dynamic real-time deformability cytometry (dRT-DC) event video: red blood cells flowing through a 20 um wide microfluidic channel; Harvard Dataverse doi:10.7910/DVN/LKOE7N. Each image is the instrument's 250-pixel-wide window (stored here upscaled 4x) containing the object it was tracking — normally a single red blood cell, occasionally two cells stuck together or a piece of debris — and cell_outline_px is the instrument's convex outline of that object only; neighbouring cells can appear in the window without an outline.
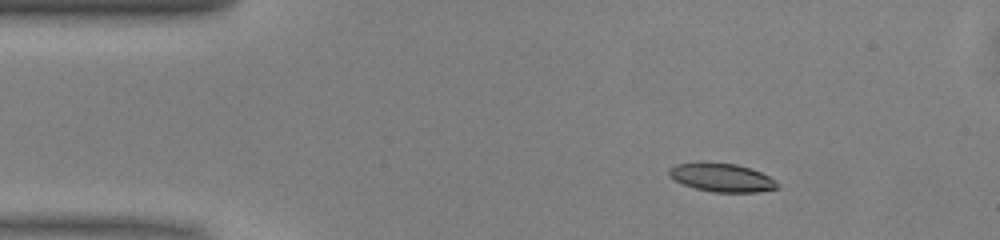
{"species": "common noctule bat (a hibernating species)", "species_latin": "Nyctalus noctula", "temperature_condition": "warm", "stored_images_in_passage": 44, "camera_frame_rate_fps": 3000, "um_per_image_px": 0.085, "animal": {"sex": "male", "body_mass_g": 13.0, "forearm_length_mm": 53.1}, "frame": {"image": 1, "passage_image": 1, "time_ms": 0.0, "image_size_px": [1000, 240], "cell_outline_px": [[780, 188], [760, 192], [712, 192], [696, 188], [684, 184], [668, 176], [668, 168], [676, 164], [700, 160], [736, 164], [760, 172], [776, 180], [780, 184]], "centroid_in_image_um": [61.34, 15.07], "position_along_channel_um": 23.7, "area_um2": 18.38}}
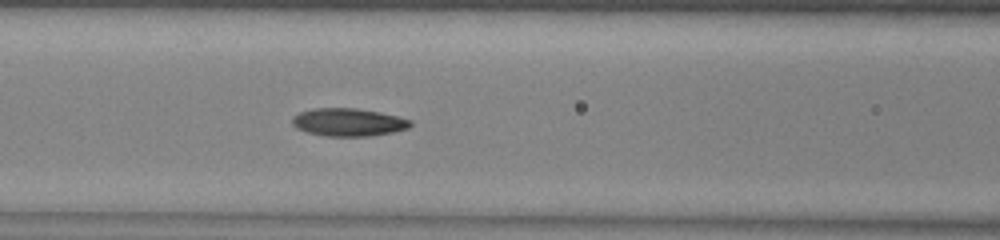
{"frame": {"image": 2, "passage_image": 14, "time_ms": 4.333, "image_size_px": [1000, 240], "cell_outline_px": [[412, 124], [408, 128], [392, 132], [368, 136], [324, 136], [308, 132], [296, 128], [292, 124], [292, 116], [300, 112], [312, 108], [356, 108], [380, 112], [412, 120]], "centroid_in_image_um": [29.59, 10.38], "position_along_channel_um": 137.0, "area_um2": 19.19}}
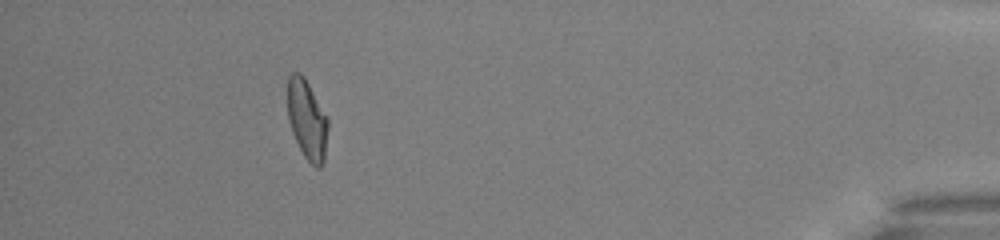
{"frame": {"image": 3, "passage_image": 39, "time_ms": 12.667, "image_size_px": [1000, 240], "cell_outline_px": [[328, 128], [324, 160], [320, 168], [316, 168], [304, 156], [292, 132], [288, 120], [288, 76], [292, 72], [300, 72], [304, 76], [328, 116]], "centroid_in_image_um": [26.11, 10.14], "position_along_channel_um": 409.1, "area_um2": 18.84}, "authors_computed_cell_mechanics": {"area_um2": 19.0162, "velocity_mm_per_s": 4.0676, "shape_relaxation_time_tau1_ms": 5.2019, "shape_relaxation_time_tau2_ms": 2.4285, "deformation_change_tau1": 0.1763, "deformation_change_tau2": 0.0954}}